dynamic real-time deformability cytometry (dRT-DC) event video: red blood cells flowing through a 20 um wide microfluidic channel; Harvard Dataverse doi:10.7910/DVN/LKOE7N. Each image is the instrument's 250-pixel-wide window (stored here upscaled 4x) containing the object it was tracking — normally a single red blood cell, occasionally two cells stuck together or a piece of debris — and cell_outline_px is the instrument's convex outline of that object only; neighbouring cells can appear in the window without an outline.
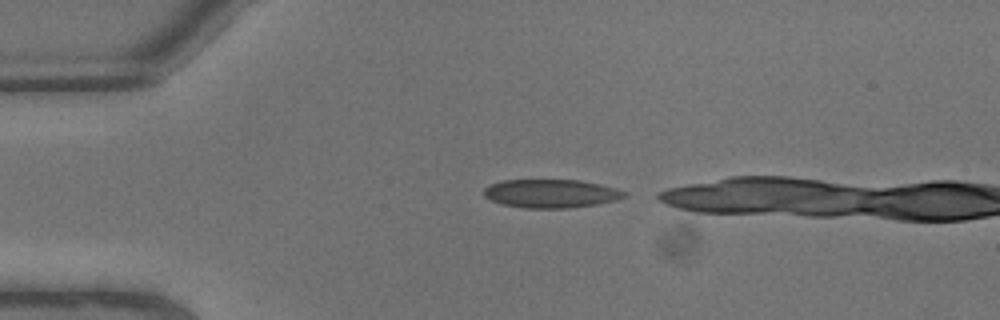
{"species": "common noctule bat (a hibernating species)", "species_latin": "Nyctalus noctula", "temperature_condition": "warm", "stored_images_in_passage": 6, "camera_frame_rate_fps": 3000, "um_per_image_px": 0.085, "animal": {"sex": "male", "body_mass_g": 13.3}, "frame": {"image": 1, "passage_image": 1, "time_ms": 0.0, "image_size_px": [1000, 320], "cell_outline_px": [[624, 196], [616, 200], [596, 204], [568, 208], [524, 208], [500, 204], [484, 196], [484, 188], [500, 180], [580, 180], [600, 184], [616, 188], [624, 192]], "centroid_in_image_um": [46.79, 16.45], "position_along_channel_um": 38.2, "area_um2": 23.18}}
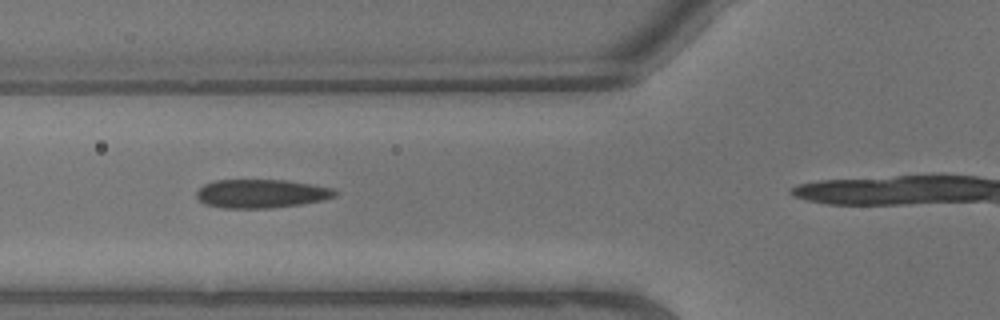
{"frame": {"image": 2, "passage_image": 4, "time_ms": 1.0, "image_size_px": [1000, 320], "cell_outline_px": [[336, 196], [324, 200], [300, 204], [272, 208], [220, 208], [204, 204], [196, 196], [196, 192], [204, 184], [216, 180], [284, 180], [332, 188], [336, 192]], "centroid_in_image_um": [22.17, 16.47], "position_along_channel_um": 103.6, "area_um2": 23.0}}
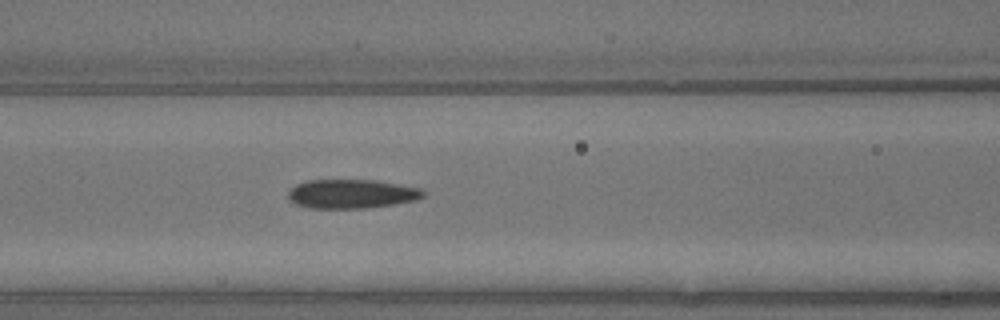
{"frame": {"image": 3, "passage_image": 5, "time_ms": 1.333, "image_size_px": [1000, 320], "cell_outline_px": [[424, 196], [416, 200], [396, 204], [364, 208], [308, 208], [296, 204], [288, 196], [288, 192], [296, 184], [308, 180], [372, 180], [420, 188], [424, 192]], "centroid_in_image_um": [29.88, 16.48], "position_along_channel_um": 136.7, "area_um2": 22.66}}